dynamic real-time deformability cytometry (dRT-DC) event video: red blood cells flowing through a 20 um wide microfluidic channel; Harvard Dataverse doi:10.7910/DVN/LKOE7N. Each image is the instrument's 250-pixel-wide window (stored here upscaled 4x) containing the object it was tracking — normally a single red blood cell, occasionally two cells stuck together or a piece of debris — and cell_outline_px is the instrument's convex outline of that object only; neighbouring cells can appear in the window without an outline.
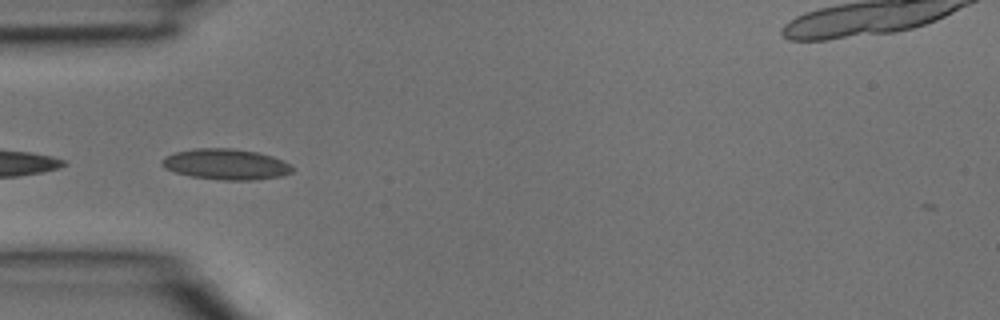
{"species": "common noctule bat (a hibernating species)", "species_latin": "Nyctalus noctula", "temperature_condition": "room temperature", "stored_images_in_passage": 5, "camera_frame_rate_fps": 3000, "um_per_image_px": 0.085, "animal": {"sex": "male", "body_mass_g": 15.6}, "frame": {"image": 1, "passage_image": 1, "time_ms": 0.0, "image_size_px": [1000, 320], "cell_outline_px": [[292, 172], [284, 176], [256, 180], [224, 180], [192, 176], [176, 172], [164, 168], [160, 164], [160, 160], [164, 156], [176, 152], [192, 148], [232, 148], [256, 152], [272, 156], [284, 160], [292, 168]], "centroid_in_image_um": [19.19, 13.96], "position_along_channel_um": 65.8, "area_um2": 23.47}}